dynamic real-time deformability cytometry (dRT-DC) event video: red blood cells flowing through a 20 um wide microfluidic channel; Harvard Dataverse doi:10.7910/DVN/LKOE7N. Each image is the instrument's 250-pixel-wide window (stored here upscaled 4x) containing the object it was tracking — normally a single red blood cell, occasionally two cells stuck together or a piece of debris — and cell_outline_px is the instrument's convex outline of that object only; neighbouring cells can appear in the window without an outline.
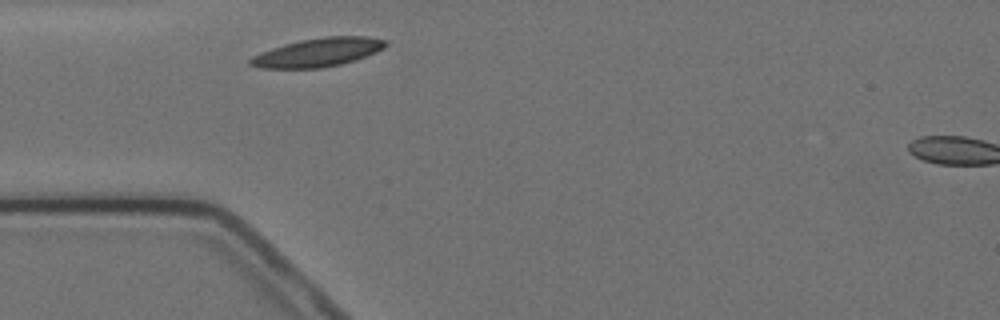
{"species": "Egyptian fruit bat (a non-hibernating species)", "species_latin": "Rousettus aegyptiacus", "temperature_condition": "cold", "stored_images_in_passage": 2, "camera_frame_rate_fps": 3000, "um_per_image_px": 0.085, "animal": {"sex": "female"}, "frame": {"image": 1, "passage_image": 1, "time_ms": 0.0, "image_size_px": [1000, 320], "cell_outline_px": [[388, 44], [384, 48], [376, 52], [356, 60], [340, 64], [320, 68], [260, 68], [248, 64], [248, 60], [252, 56], [260, 52], [284, 44], [300, 40], [324, 36], [364, 36], [388, 40]], "centroid_in_image_um": [27.03, 4.45], "position_along_channel_um": 58.0, "area_um2": 22.66}}